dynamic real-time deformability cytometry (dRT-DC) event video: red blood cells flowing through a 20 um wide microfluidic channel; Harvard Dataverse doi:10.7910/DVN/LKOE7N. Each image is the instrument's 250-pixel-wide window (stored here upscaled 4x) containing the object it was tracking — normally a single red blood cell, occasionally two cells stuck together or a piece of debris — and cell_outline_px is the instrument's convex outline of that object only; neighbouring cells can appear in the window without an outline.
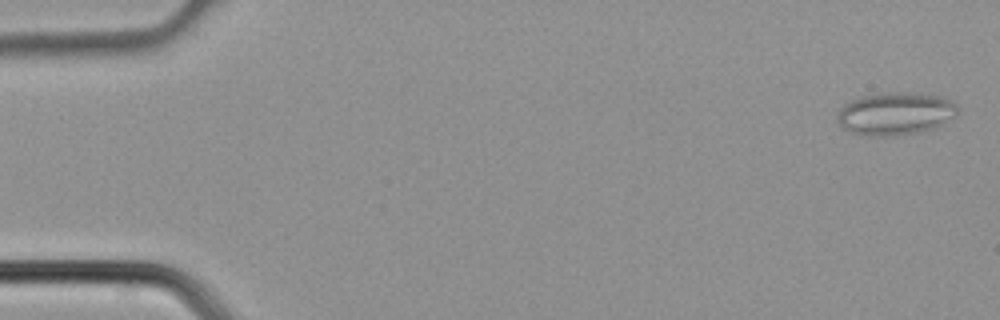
{"species": "common noctule bat (a hibernating species)", "species_latin": "Nyctalus noctula", "temperature_condition": "cold", "stored_images_in_passage": 4, "camera_frame_rate_fps": 3000, "um_per_image_px": 0.085, "animal": {"sex": "male", "body_mass_g": 21.5, "forearm_length_mm": 52.0}, "frame": {"image": 1, "passage_image": 1, "time_ms": 0.0, "image_size_px": [1000, 320], "cell_outline_px": [[960, 108], [956, 116], [944, 124], [936, 128], [920, 132], [896, 136], [864, 136], [852, 132], [844, 128], [836, 120], [836, 116], [844, 104], [860, 96], [884, 92], [912, 92], [940, 96], [952, 100]], "centroid_in_image_um": [76.15, 9.66], "position_along_channel_um": 8.8, "area_um2": 30.58}}